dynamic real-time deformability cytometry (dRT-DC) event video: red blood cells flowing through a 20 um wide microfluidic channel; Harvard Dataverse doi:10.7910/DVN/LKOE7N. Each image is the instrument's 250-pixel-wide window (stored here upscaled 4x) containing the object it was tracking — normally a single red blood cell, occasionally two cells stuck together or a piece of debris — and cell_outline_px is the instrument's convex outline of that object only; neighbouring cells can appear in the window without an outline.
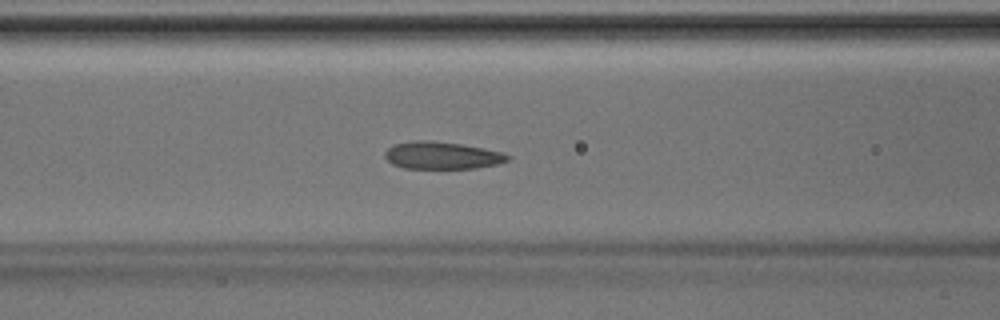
{"species": "Egyptian fruit bat (a non-hibernating species)", "species_latin": "Rousettus aegyptiacus", "temperature_condition": "room temperature", "stored_images_in_passage": 46, "camera_frame_rate_fps": 3000, "um_per_image_px": 0.085, "animal": {"sex": "male"}, "frame": {"image": 1, "passage_image": 19, "time_ms": 6.0, "image_size_px": [1000, 320], "cell_outline_px": [[512, 156], [508, 160], [500, 164], [476, 168], [404, 168], [392, 164], [384, 156], [384, 152], [392, 144], [412, 140], [432, 140], [460, 144], [484, 148], [504, 152]], "centroid_in_image_um": [37.58, 13.2], "position_along_channel_um": 129.0, "area_um2": 19.83}}
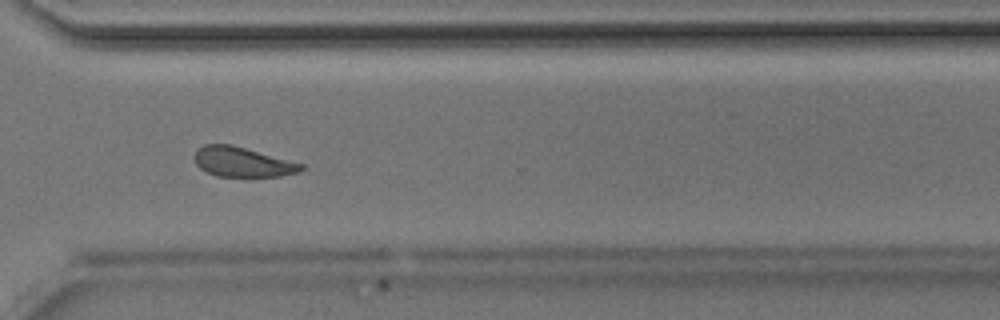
{"frame": {"image": 2, "passage_image": 34, "time_ms": 11.0, "image_size_px": [1000, 320], "cell_outline_px": [[304, 168], [300, 172], [280, 176], [216, 176], [204, 172], [196, 164], [192, 156], [196, 148], [204, 144], [232, 144], [304, 164]], "centroid_in_image_um": [20.55, 13.76], "position_along_channel_um": 350.0, "area_um2": 18.79}}
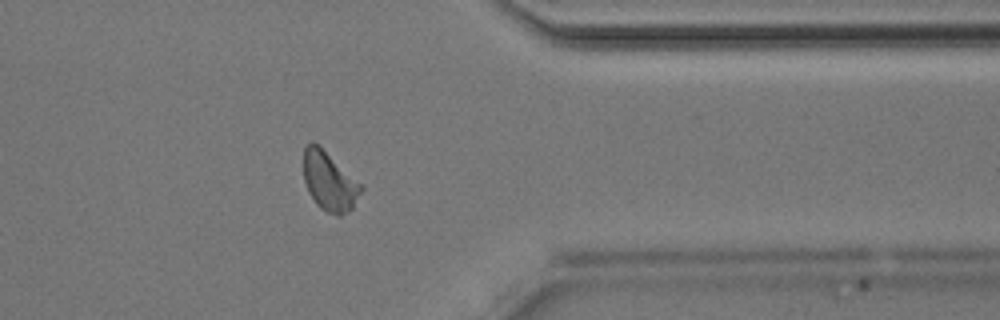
{"frame": {"image": 3, "passage_image": 37, "time_ms": 12.0, "image_size_px": [1000, 320], "cell_outline_px": [[364, 188], [352, 208], [348, 212], [340, 216], [336, 216], [320, 208], [316, 204], [308, 192], [304, 180], [304, 148], [312, 140], [364, 184]], "centroid_in_image_um": [28.03, 15.43], "position_along_channel_um": 383.4, "area_um2": 19.94}}